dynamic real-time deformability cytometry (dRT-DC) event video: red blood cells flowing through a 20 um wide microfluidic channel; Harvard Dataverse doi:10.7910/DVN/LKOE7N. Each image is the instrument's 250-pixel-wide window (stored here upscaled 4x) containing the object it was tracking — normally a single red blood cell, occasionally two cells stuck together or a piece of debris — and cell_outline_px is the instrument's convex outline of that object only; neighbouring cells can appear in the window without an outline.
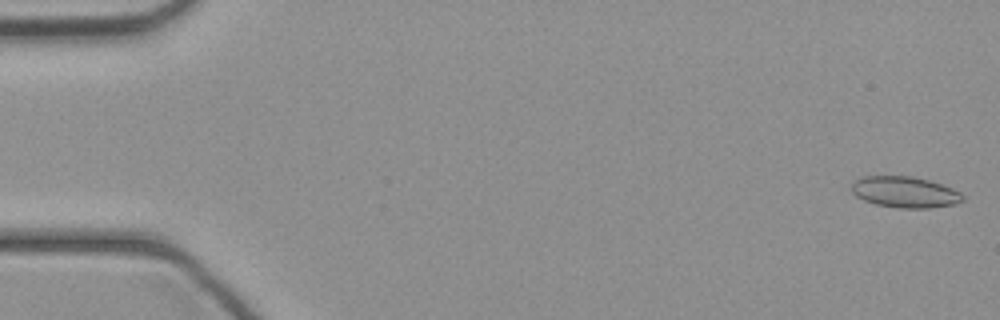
{"species": "common noctule bat (a hibernating species)", "species_latin": "Nyctalus noctula", "temperature_condition": "cold", "stored_images_in_passage": 44, "camera_frame_rate_fps": 3000, "um_per_image_px": 0.085, "animal": {"sex": "female", "body_mass_g": 21.9}, "frame": {"image": 1, "passage_image": 1, "time_ms": 0.0, "image_size_px": [1000, 320], "cell_outline_px": [[964, 200], [956, 204], [928, 208], [896, 208], [876, 204], [864, 200], [856, 196], [852, 192], [852, 184], [856, 180], [864, 176], [912, 176], [928, 180], [952, 188], [960, 192], [964, 196]], "centroid_in_image_um": [76.93, 16.33], "position_along_channel_um": 8.1, "area_um2": 20.11}}
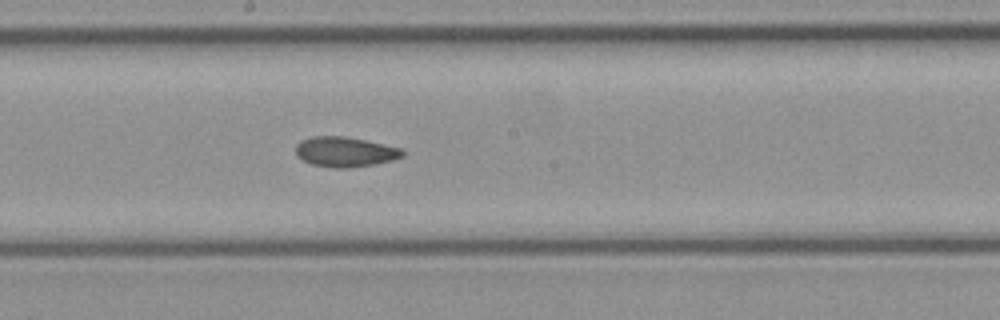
{"frame": {"image": 2, "passage_image": 24, "time_ms": 7.667, "image_size_px": [1000, 320], "cell_outline_px": [[404, 156], [392, 160], [376, 164], [348, 168], [332, 168], [312, 164], [296, 156], [296, 144], [300, 140], [312, 136], [344, 136], [364, 140], [400, 148], [404, 152]], "centroid_in_image_um": [29.3, 12.91], "position_along_channel_um": 218.9, "area_um2": 18.67}}
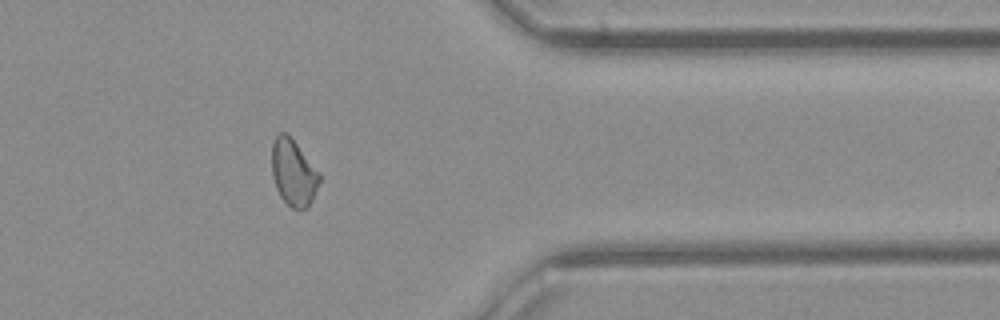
{"frame": {"image": 3, "passage_image": 36, "time_ms": 11.667, "image_size_px": [1000, 320], "cell_outline_px": [[320, 180], [312, 200], [308, 208], [300, 212], [292, 208], [280, 196], [276, 188], [272, 176], [272, 144], [276, 136], [280, 132], [284, 132], [296, 144], [320, 172]], "centroid_in_image_um": [24.94, 14.73], "position_along_channel_um": 386.5, "area_um2": 18.38}}